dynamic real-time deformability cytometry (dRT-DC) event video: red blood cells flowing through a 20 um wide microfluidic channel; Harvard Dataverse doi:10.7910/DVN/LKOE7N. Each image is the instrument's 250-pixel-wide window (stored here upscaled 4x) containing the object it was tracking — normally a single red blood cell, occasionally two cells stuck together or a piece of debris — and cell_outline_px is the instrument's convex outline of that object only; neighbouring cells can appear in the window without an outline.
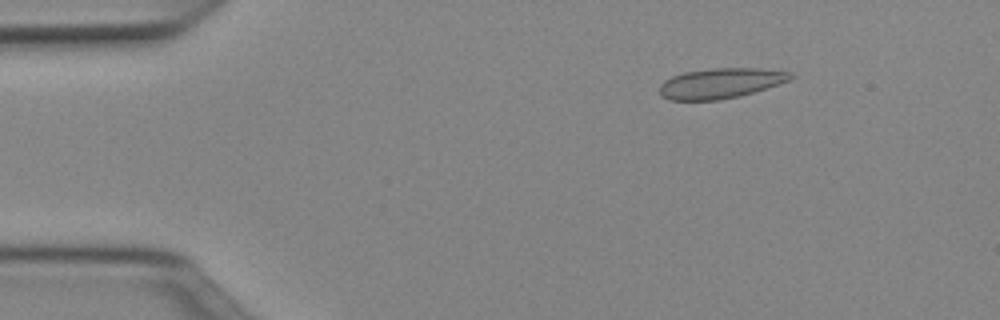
{"species": "Egyptian fruit bat (a non-hibernating species)", "species_latin": "Rousettus aegyptiacus", "temperature_condition": "cold", "stored_images_in_passage": 51, "segment_of_instrument_passage": [1, 2], "camera_frame_rate_fps": 3000, "um_per_image_px": 0.085, "animal": {"sex": "female"}, "frame": {"image": 1, "passage_image": 7, "time_ms": 2.0, "image_size_px": [1000, 320], "cell_outline_px": [[796, 76], [788, 80], [740, 96], [720, 100], [668, 100], [660, 96], [660, 84], [664, 80], [672, 76], [684, 72], [712, 68], [760, 68], [792, 72]], "centroid_in_image_um": [61.21, 7.07], "position_along_channel_um": 23.8, "area_um2": 23.06}}
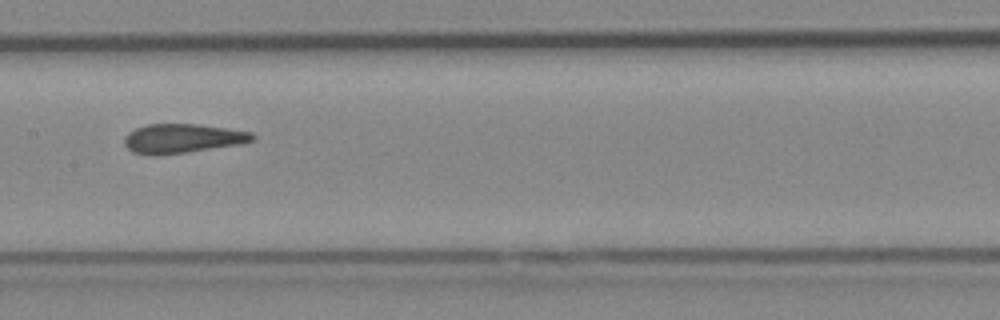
{"frame": {"image": 2, "passage_image": 25, "time_ms": 8.0, "image_size_px": [1000, 320], "cell_outline_px": [[256, 140], [244, 144], [156, 156], [148, 156], [132, 152], [124, 144], [124, 136], [128, 132], [136, 128], [148, 124], [200, 124], [252, 132], [256, 136]], "centroid_in_image_um": [15.52, 11.78], "position_along_channel_um": 191.9, "area_um2": 22.2}}
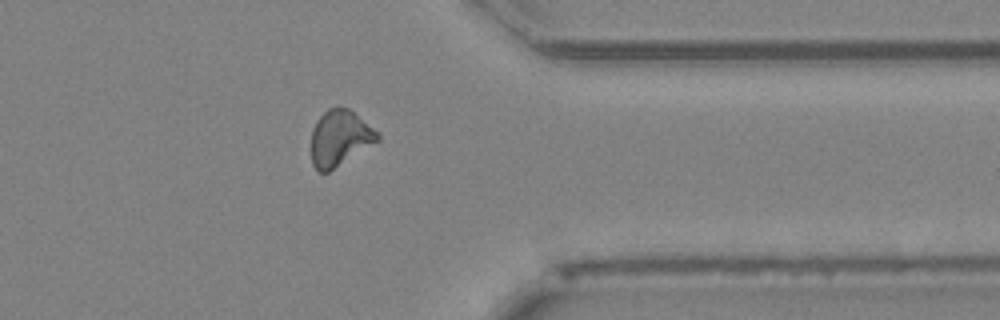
{"frame": {"image": 3, "passage_image": 40, "time_ms": 13.0, "image_size_px": [1000, 320], "cell_outline_px": [[380, 140], [328, 172], [320, 172], [312, 164], [312, 128], [316, 120], [328, 108], [336, 104], [348, 108], [380, 132]], "centroid_in_image_um": [28.89, 11.69], "position_along_channel_um": 382.5, "area_um2": 21.73}}